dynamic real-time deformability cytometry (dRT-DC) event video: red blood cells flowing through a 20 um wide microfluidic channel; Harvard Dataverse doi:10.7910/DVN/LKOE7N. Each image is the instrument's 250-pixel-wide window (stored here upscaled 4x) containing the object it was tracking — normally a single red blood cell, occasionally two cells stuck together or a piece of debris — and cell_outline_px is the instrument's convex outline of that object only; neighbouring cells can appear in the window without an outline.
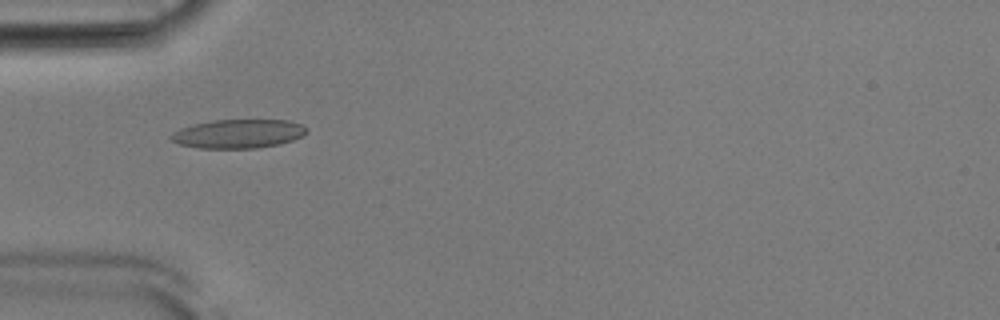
{"species": "Egyptian fruit bat (a non-hibernating species)", "species_latin": "Rousettus aegyptiacus", "temperature_condition": "room temperature", "stored_images_in_passage": 53, "camera_frame_rate_fps": 3000, "um_per_image_px": 0.085, "animal": {"sex": "male"}, "frame": {"image": 1, "passage_image": 17, "time_ms": 5.333, "image_size_px": [1000, 320], "cell_outline_px": [[308, 132], [292, 140], [280, 144], [256, 148], [200, 148], [180, 144], [172, 140], [168, 136], [172, 132], [180, 128], [212, 120], [288, 120], [304, 124], [308, 128]], "centroid_in_image_um": [20.28, 11.36], "position_along_channel_um": 64.7, "area_um2": 22.83}}
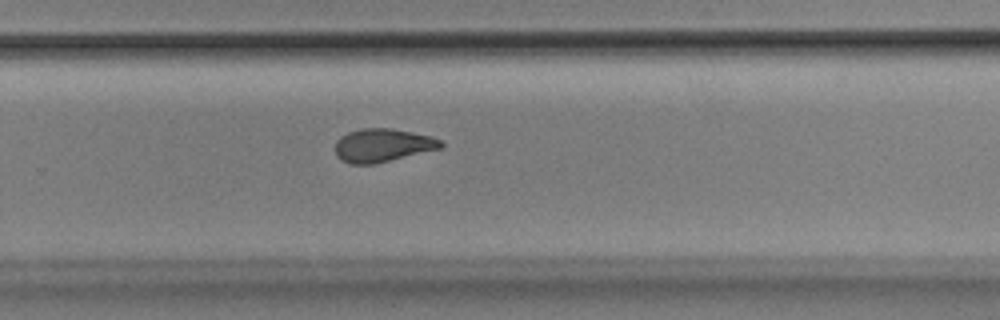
{"frame": {"image": 2, "passage_image": 35, "time_ms": 11.333, "image_size_px": [1000, 320], "cell_outline_px": [[444, 144], [440, 148], [376, 164], [348, 164], [340, 160], [336, 156], [336, 140], [340, 136], [348, 132], [360, 128], [392, 128], [432, 136], [440, 140]], "centroid_in_image_um": [32.48, 12.35], "position_along_channel_um": 297.3, "area_um2": 20.63}}
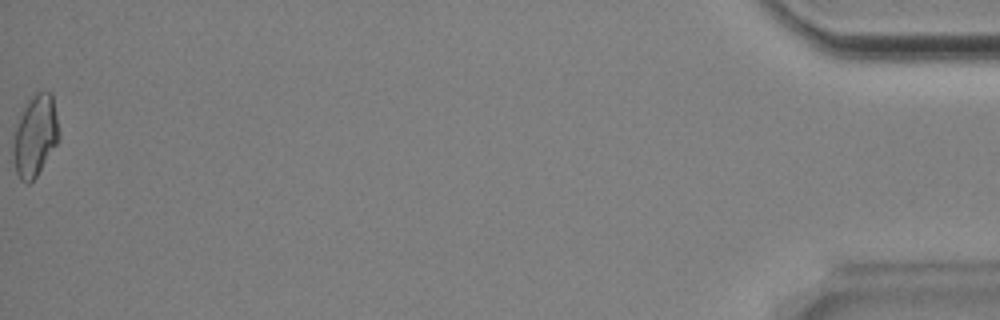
{"frame": {"image": 3, "passage_image": 53, "time_ms": 17.333, "image_size_px": [1000, 320], "cell_outline_px": [[60, 136], [56, 144], [36, 176], [28, 184], [20, 180], [16, 172], [12, 156], [12, 148], [16, 128], [24, 104], [28, 96], [36, 92], [52, 92]], "centroid_in_image_um": [2.97, 11.51], "position_along_channel_um": 432.2, "area_um2": 21.68}, "authors_computed_cell_mechanics": {"area_um2": 21.1548, "velocity_mm_per_s": 3.895, "shape_relaxation_time_tau1_ms": 6.048, "shape_relaxation_time_tau2_ms": 3.0015, "deformation_change_tau1": 0.1551, "deformation_change_tau2": 0.1017}}